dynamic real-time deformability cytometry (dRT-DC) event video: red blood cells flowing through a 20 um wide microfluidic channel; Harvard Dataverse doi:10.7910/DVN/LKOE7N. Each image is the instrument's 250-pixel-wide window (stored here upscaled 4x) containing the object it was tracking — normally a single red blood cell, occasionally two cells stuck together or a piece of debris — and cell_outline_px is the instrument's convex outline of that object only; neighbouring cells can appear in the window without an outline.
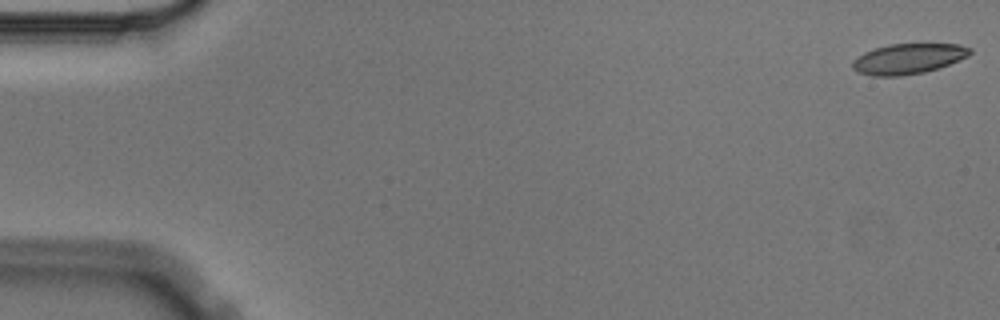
{"species": "Egyptian fruit bat (a non-hibernating species)", "species_latin": "Rousettus aegyptiacus", "temperature_condition": "cold", "stored_images_in_passage": 5, "camera_frame_rate_fps": 3000, "um_per_image_px": 0.085, "animal": {"sex": "male"}, "frame": {"image": 1, "passage_image": 1, "time_ms": 0.0, "image_size_px": [1000, 320], "cell_outline_px": [[972, 52], [968, 56], [948, 64], [924, 72], [900, 76], [872, 76], [856, 72], [852, 68], [852, 60], [864, 52], [888, 44], [960, 44], [972, 48]], "centroid_in_image_um": [77.17, 4.99], "position_along_channel_um": 7.8, "area_um2": 20.75}}
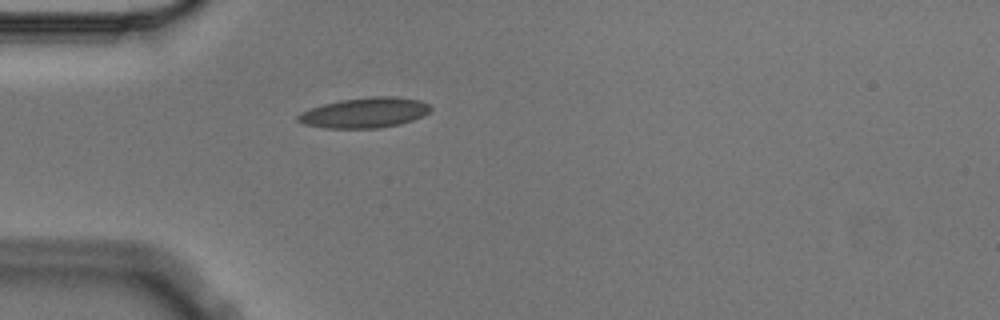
{"frame": {"image": 2, "passage_image": 5, "time_ms": 1.333, "image_size_px": [1000, 320], "cell_outline_px": [[432, 108], [424, 116], [400, 124], [380, 128], [324, 128], [304, 124], [296, 120], [296, 116], [300, 112], [324, 104], [340, 100], [372, 96], [396, 96], [420, 100], [428, 104]], "centroid_in_image_um": [31.01, 9.58], "position_along_channel_um": 54.0, "area_um2": 23.47}}